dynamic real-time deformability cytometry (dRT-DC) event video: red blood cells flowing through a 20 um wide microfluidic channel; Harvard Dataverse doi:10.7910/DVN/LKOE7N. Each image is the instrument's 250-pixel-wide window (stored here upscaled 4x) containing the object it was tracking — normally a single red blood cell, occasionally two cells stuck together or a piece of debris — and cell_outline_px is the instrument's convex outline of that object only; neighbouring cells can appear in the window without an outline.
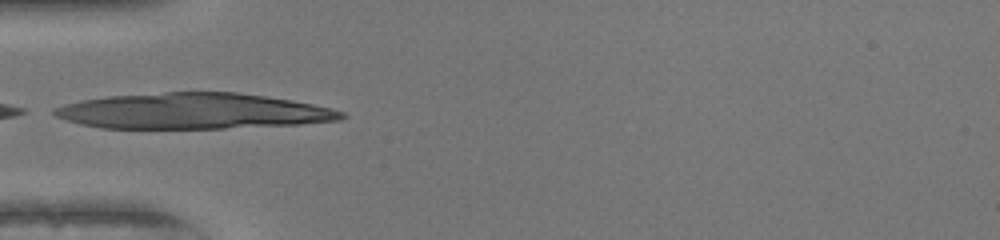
{"species": "human", "species_latin": "Homo sapiens", "temperature_condition": "warm", "stored_images_in_passage": 34, "camera_frame_rate_fps": 3000, "um_per_image_px": 0.085, "donor": {"sex": "female"}, "frame": {"image": 1, "passage_image": 1, "time_ms": 0.0, "image_size_px": [1000, 240], "cell_outline_px": [[348, 116], [340, 120], [300, 124], [224, 128], [100, 128], [80, 124], [56, 116], [52, 112], [52, 108], [64, 104], [80, 100], [108, 96], [164, 92], [236, 92], [292, 100], [332, 108], [344, 112]], "centroid_in_image_um": [16.41, 9.44], "position_along_channel_um": 68.6, "area_um2": 59.82}}
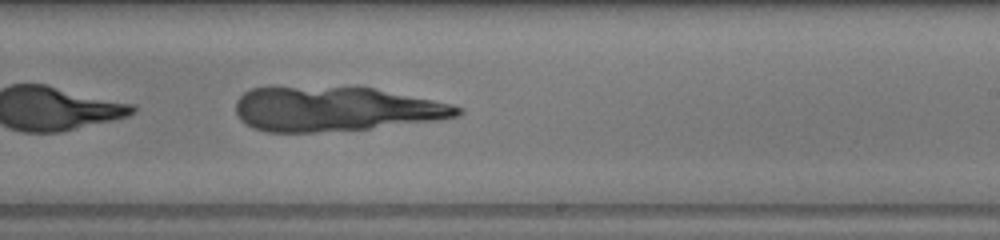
{"frame": {"image": 2, "passage_image": 15, "time_ms": 4.667, "image_size_px": [1000, 240], "cell_outline_px": [[464, 112], [456, 116], [436, 120], [368, 128], [316, 132], [268, 132], [252, 128], [240, 120], [236, 112], [236, 100], [244, 92], [252, 88], [356, 84], [452, 104], [464, 108]], "centroid_in_image_um": [28.48, 9.22], "position_along_channel_um": 260.5, "area_um2": 58.55}}
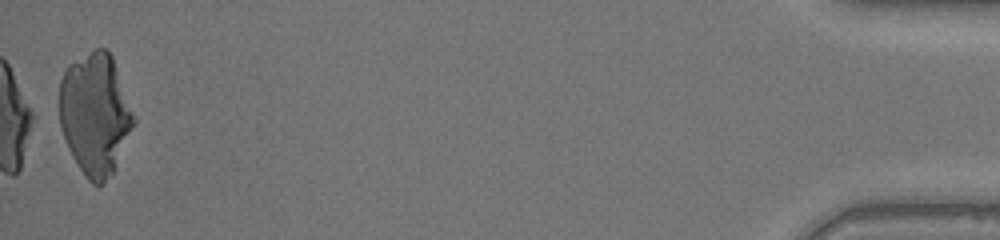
{"frame": {"image": 3, "passage_image": 34, "time_ms": 11.0, "image_size_px": [1000, 240], "cell_outline_px": [[136, 120], [112, 172], [104, 184], [100, 188], [96, 188], [84, 176], [72, 156], [68, 148], [60, 124], [60, 80], [68, 64], [96, 48], [104, 48], [112, 56]], "centroid_in_image_um": [8.07, 9.72], "position_along_channel_um": 427.1, "area_um2": 52.31}}